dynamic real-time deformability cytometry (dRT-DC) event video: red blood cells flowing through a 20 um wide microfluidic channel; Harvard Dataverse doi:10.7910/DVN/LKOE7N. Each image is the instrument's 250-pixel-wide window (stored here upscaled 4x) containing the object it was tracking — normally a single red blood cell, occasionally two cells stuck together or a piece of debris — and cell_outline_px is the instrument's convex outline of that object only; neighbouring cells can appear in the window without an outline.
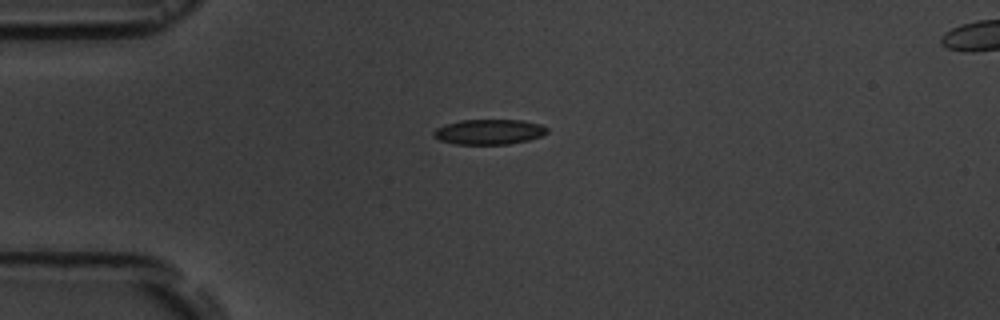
{"species": "common noctule bat (a hibernating species)", "species_latin": "Nyctalus noctula", "temperature_condition": "room temperature", "stored_images_in_passage": 2, "camera_frame_rate_fps": 3000, "um_per_image_px": 0.085, "animal": {"sex": "male", "body_mass_g": 19.5, "forearm_length_mm": 54.6}, "frame": {"image": 1, "passage_image": 1, "time_ms": 0.0, "image_size_px": [1000, 320], "cell_outline_px": [[548, 132], [540, 136], [528, 140], [508, 144], [456, 144], [440, 140], [432, 132], [436, 128], [444, 124], [460, 120], [524, 120], [540, 124], [548, 128]], "centroid_in_image_um": [41.58, 11.2], "position_along_channel_um": 43.4, "area_um2": 16.59}}